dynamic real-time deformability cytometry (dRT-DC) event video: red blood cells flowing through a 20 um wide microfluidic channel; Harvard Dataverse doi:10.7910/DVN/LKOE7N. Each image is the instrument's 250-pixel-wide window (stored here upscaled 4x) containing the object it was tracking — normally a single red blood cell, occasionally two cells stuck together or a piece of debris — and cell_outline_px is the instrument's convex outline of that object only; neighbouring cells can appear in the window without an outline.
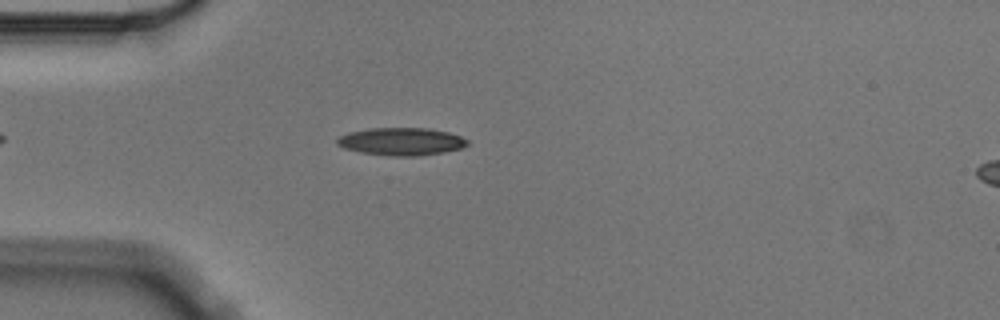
{"species": "Egyptian fruit bat (a non-hibernating species)", "species_latin": "Rousettus aegyptiacus", "temperature_condition": "cold", "stored_images_in_passage": 5, "segment_of_instrument_passage": [1, 2], "camera_frame_rate_fps": 3000, "um_per_image_px": 0.085, "animal": {"sex": "male"}, "frame": {"image": 1, "passage_image": 4, "time_ms": 1.0, "image_size_px": [1000, 320], "cell_outline_px": [[468, 144], [460, 148], [444, 152], [416, 156], [392, 156], [360, 152], [344, 148], [336, 144], [336, 140], [340, 136], [348, 132], [368, 128], [428, 128], [448, 132], [460, 136], [468, 140]], "centroid_in_image_um": [34.08, 12.02], "position_along_channel_um": 50.9, "area_um2": 20.98}}